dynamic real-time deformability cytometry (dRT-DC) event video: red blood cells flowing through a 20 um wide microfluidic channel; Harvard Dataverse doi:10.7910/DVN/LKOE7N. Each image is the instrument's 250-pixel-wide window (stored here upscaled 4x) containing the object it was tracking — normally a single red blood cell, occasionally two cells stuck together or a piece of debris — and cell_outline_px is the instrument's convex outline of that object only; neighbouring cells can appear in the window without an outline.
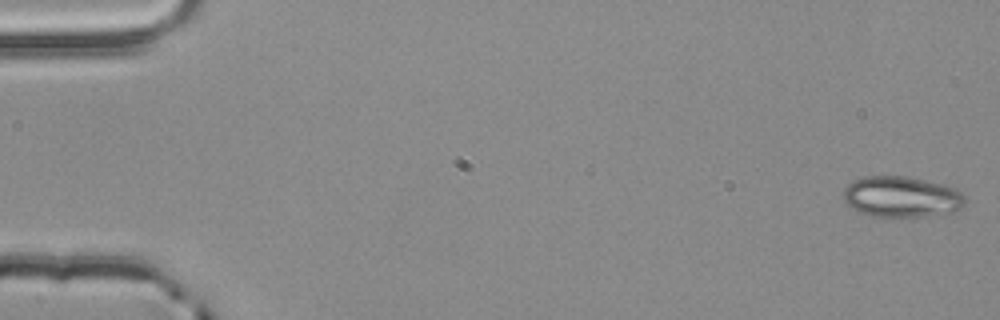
{"species": "common noctule bat (a hibernating species)", "species_latin": "Nyctalus noctula", "temperature_condition": "room temperature", "stored_images_in_passage": 54, "camera_frame_rate_fps": 3000, "um_per_image_px": 0.085, "animal": {"sex": "male", "body_mass_g": 20.4}, "frame": {"image": 1, "passage_image": 1, "time_ms": 0.0, "image_size_px": [1000, 320], "cell_outline_px": [[964, 204], [960, 208], [952, 212], [924, 216], [872, 216], [860, 212], [852, 208], [840, 196], [844, 188], [852, 180], [864, 176], [908, 176], [956, 188], [964, 196]], "centroid_in_image_um": [76.57, 16.71], "position_along_channel_um": 8.4, "area_um2": 28.96}}
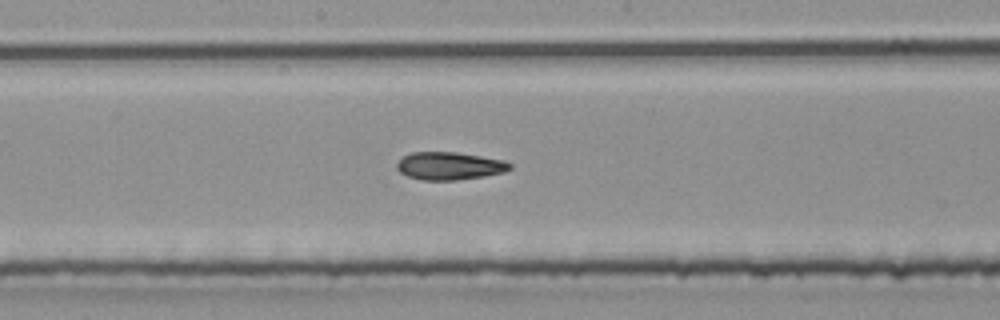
{"frame": {"image": 2, "passage_image": 29, "time_ms": 9.333, "image_size_px": [1000, 320], "cell_outline_px": [[512, 168], [504, 172], [484, 176], [456, 180], [424, 180], [408, 176], [400, 172], [396, 168], [396, 164], [404, 156], [412, 152], [456, 152], [480, 156], [500, 160], [512, 164]], "centroid_in_image_um": [38.19, 14.1], "position_along_channel_um": 210.0, "area_um2": 18.09}}
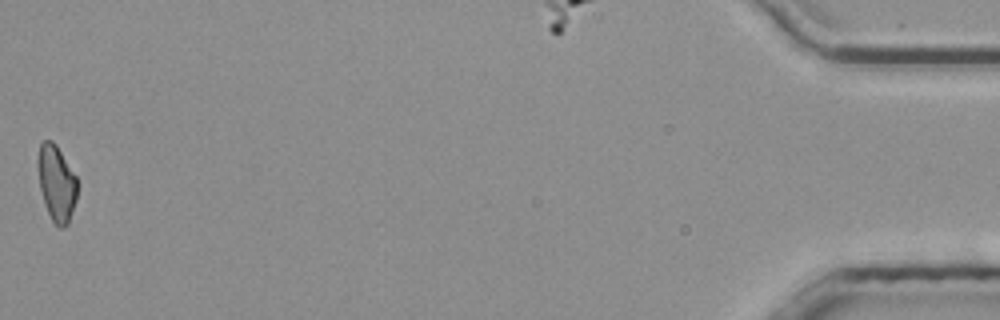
{"frame": {"image": 3, "passage_image": 54, "time_ms": 17.667, "image_size_px": [1000, 320], "cell_outline_px": [[76, 200], [68, 224], [64, 228], [60, 228], [52, 220], [44, 204], [40, 188], [36, 164], [36, 160], [40, 144], [44, 140], [52, 140], [56, 144], [76, 176]], "centroid_in_image_um": [4.77, 15.55], "position_along_channel_um": 430.4, "area_um2": 17.51}, "authors_computed_cell_mechanics": {"area_um2": 18.3515, "velocity_mm_per_s": 3.877, "shape_relaxation_time_tau1_ms": null, "shape_relaxation_time_tau2_ms": 4.7287, "deformation_change_tau1": null, "deformation_change_tau2": 0.1208}}